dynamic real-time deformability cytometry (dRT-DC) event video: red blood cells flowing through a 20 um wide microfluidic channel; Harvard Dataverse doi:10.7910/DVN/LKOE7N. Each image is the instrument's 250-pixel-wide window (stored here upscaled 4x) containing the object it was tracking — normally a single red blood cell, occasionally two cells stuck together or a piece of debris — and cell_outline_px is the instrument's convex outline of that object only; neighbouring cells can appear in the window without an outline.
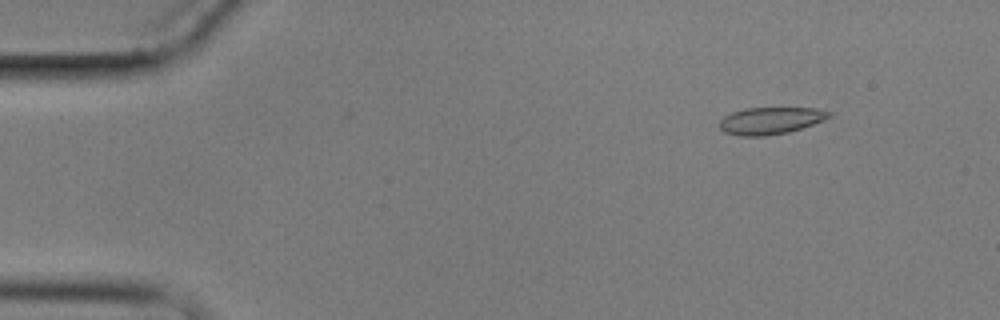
{"species": "common noctule bat (a hibernating species)", "species_latin": "Nyctalus noctula", "temperature_condition": "cold", "stored_images_in_passage": 6, "camera_frame_rate_fps": 3000, "um_per_image_px": 0.085, "animal": {"sex": "male", "body_mass_g": 17.9}, "frame": {"image": 1, "passage_image": 2, "time_ms": 1.333, "image_size_px": [1000, 320], "cell_outline_px": [[832, 116], [812, 124], [788, 132], [764, 136], [740, 136], [724, 132], [720, 128], [720, 120], [724, 116], [732, 112], [744, 108], [816, 108], [832, 112]], "centroid_in_image_um": [65.48, 10.25], "position_along_channel_um": 19.5, "area_um2": 17.17}}
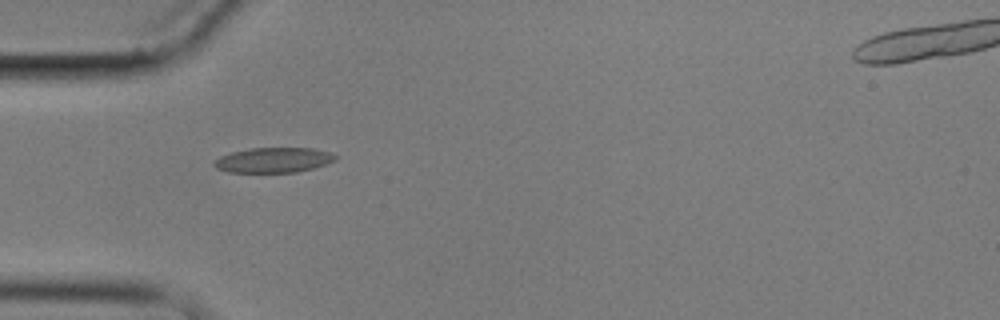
{"frame": {"image": 2, "passage_image": 5, "time_ms": 5.0, "image_size_px": [1000, 320], "cell_outline_px": [[336, 160], [312, 168], [296, 172], [228, 172], [216, 168], [212, 164], [220, 156], [232, 152], [248, 148], [312, 148], [332, 152], [336, 156]], "centroid_in_image_um": [23.24, 13.6], "position_along_channel_um": 61.8, "area_um2": 17.63}}
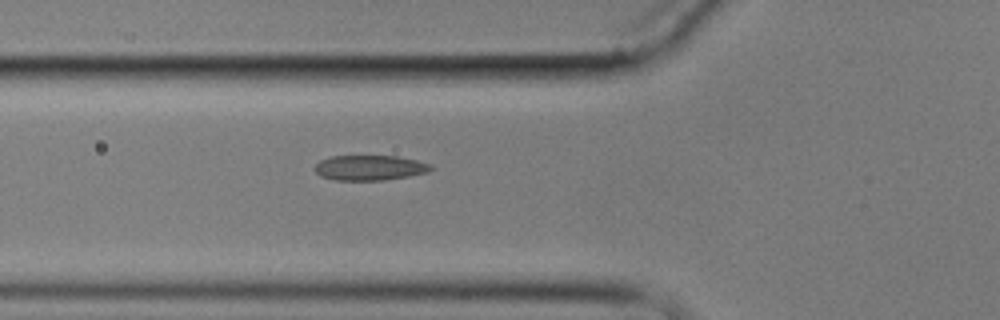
{"frame": {"image": 3, "passage_image": 6, "time_ms": 6.0, "image_size_px": [1000, 320], "cell_outline_px": [[436, 168], [428, 172], [408, 176], [384, 180], [336, 180], [320, 176], [316, 172], [316, 164], [320, 160], [332, 156], [396, 156], [416, 160], [432, 164]], "centroid_in_image_um": [31.47, 14.26], "position_along_channel_um": 94.3, "area_um2": 16.99}}